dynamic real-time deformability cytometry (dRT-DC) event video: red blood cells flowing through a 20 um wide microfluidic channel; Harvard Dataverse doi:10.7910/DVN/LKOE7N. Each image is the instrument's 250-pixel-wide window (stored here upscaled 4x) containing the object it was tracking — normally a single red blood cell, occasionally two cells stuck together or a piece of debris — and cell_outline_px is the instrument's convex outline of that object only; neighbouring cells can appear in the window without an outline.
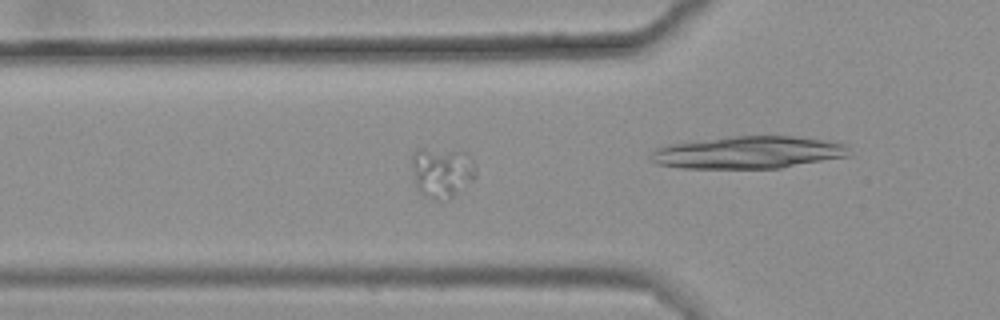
{"species": "common noctule bat (a hibernating species)", "species_latin": "Nyctalus noctula", "temperature_condition": "warm", "stored_images_in_passage": 34, "camera_frame_rate_fps": 3000, "um_per_image_px": 0.085, "animal": {"sex": "female", "body_mass_g": 25.1}, "frame": {"image": 1, "passage_image": 3, "time_ms": 0.667, "image_size_px": [1000, 320], "cell_outline_px": [[476, 176], [472, 180], [448, 200], [432, 200], [420, 192], [416, 188], [412, 164], [412, 152], [416, 148], [424, 148], [464, 152], [472, 160], [476, 168]], "centroid_in_image_um": [37.53, 14.64], "position_along_channel_um": 88.3, "area_um2": 18.79}}
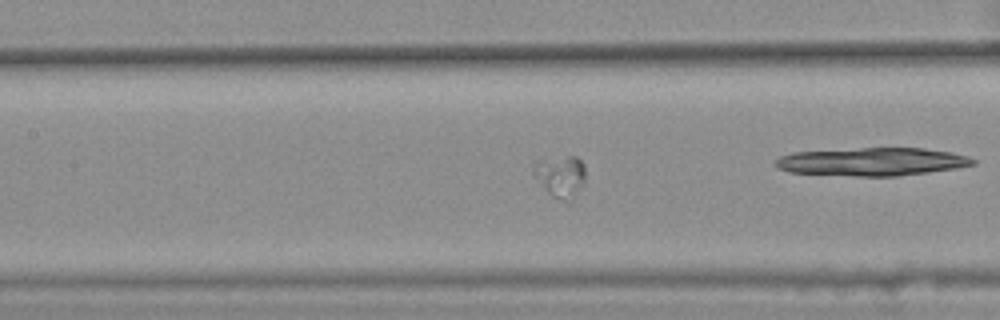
{"frame": {"image": 2, "passage_image": 9, "time_ms": 2.667, "image_size_px": [1000, 320], "cell_outline_px": [[584, 184], [580, 188], [564, 200], [552, 196], [540, 184], [532, 172], [532, 164], [536, 160], [568, 156], [576, 156], [584, 164]], "centroid_in_image_um": [47.59, 14.9], "position_along_channel_um": 159.8, "area_um2": 12.25}}
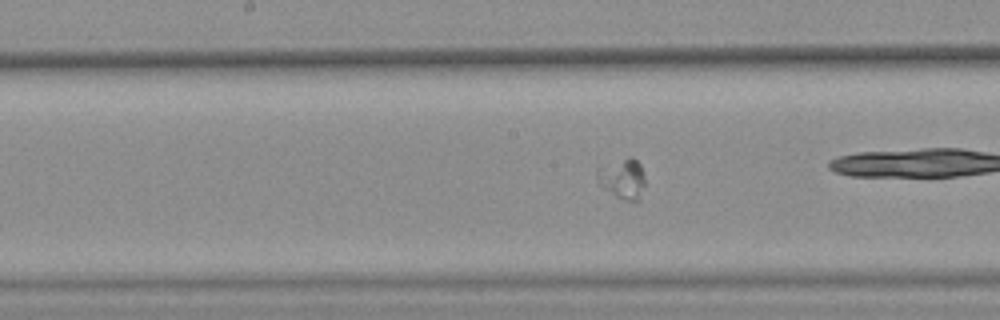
{"frame": {"image": 3, "passage_image": 12, "time_ms": 3.667, "image_size_px": [1000, 320], "cell_outline_px": [[644, 184], [640, 200], [636, 204], [624, 200], [616, 196], [596, 180], [596, 168], [628, 156], [632, 156], [640, 164], [644, 176]], "centroid_in_image_um": [52.94, 15.19], "position_along_channel_um": 195.3, "area_um2": 11.39}}